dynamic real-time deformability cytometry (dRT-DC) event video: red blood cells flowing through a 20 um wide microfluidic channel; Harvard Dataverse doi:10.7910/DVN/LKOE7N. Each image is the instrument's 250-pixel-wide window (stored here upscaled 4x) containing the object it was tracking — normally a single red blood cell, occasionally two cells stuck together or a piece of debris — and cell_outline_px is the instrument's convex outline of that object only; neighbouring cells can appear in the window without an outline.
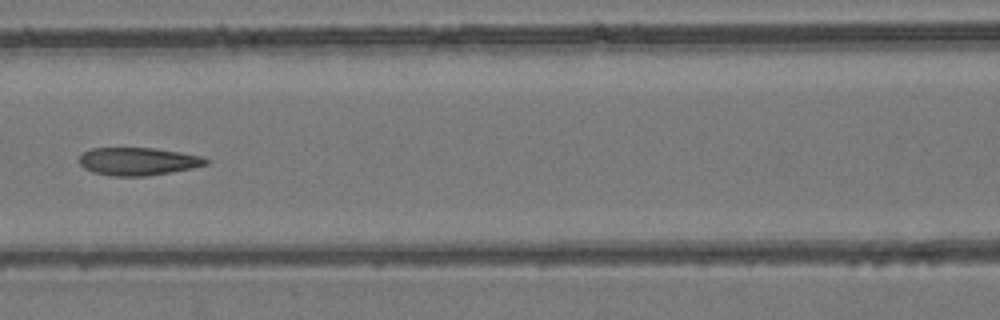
{"species": "common noctule bat (a hibernating species)", "species_latin": "Nyctalus noctula", "temperature_condition": "room temperature", "stored_images_in_passage": 8, "camera_frame_rate_fps": 3000, "um_per_image_px": 0.085, "animal": {"sex": "female", "body_mass_g": 24.6, "forearm_length_mm": 56.2}, "frame": {"image": 1, "passage_image": 7, "time_ms": 2.0, "image_size_px": [1000, 320], "cell_outline_px": [[212, 160], [208, 164], [192, 168], [172, 172], [148, 176], [112, 176], [92, 172], [84, 168], [80, 164], [80, 156], [84, 152], [92, 148], [152, 148], [180, 152], [200, 156]], "centroid_in_image_um": [11.76, 13.72], "position_along_channel_um": 154.8, "area_um2": 20.58}}
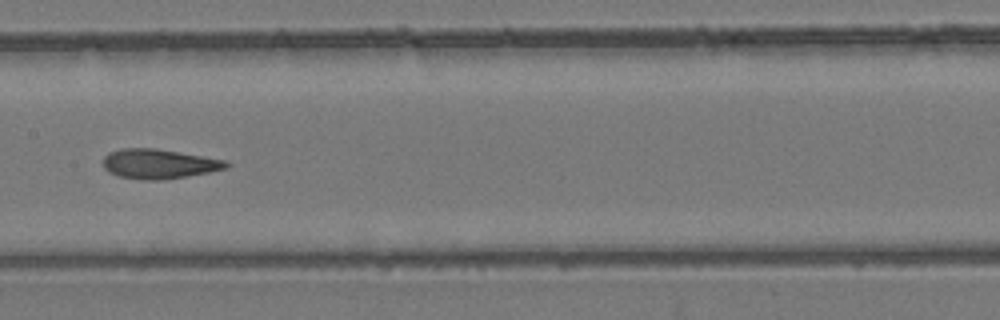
{"frame": {"image": 2, "passage_image": 8, "time_ms": 2.333, "image_size_px": [1000, 320], "cell_outline_px": [[232, 164], [228, 168], [188, 176], [160, 180], [140, 180], [120, 176], [108, 172], [104, 168], [104, 156], [108, 152], [120, 148], [156, 148], [228, 160]], "centroid_in_image_um": [13.54, 13.92], "position_along_channel_um": 193.9, "area_um2": 21.5}}